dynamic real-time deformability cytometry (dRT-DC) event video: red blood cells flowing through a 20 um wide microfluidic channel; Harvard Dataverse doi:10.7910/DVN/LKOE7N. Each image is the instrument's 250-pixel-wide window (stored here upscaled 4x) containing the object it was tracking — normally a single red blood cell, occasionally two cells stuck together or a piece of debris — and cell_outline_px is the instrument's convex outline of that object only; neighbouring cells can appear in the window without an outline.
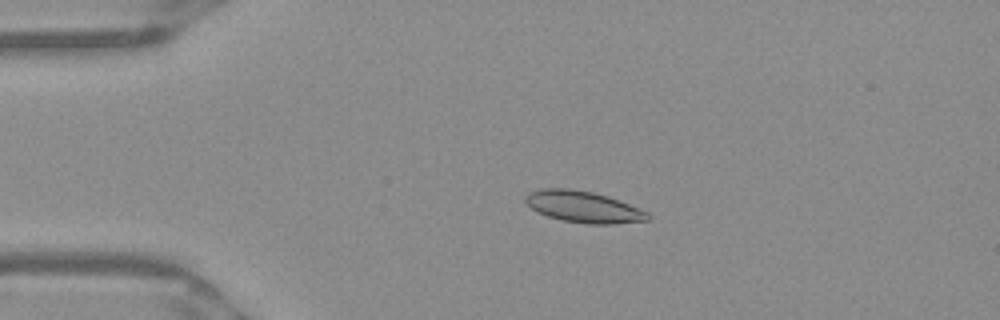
{"species": "Egyptian fruit bat (a non-hibernating species)", "species_latin": "Rousettus aegyptiacus", "temperature_condition": "warm", "stored_images_in_passage": 46, "camera_frame_rate_fps": 3000, "um_per_image_px": 0.085, "frame": {"image": 1, "passage_image": 11, "time_ms": 3.333, "image_size_px": [1000, 320], "cell_outline_px": [[652, 216], [648, 220], [616, 224], [588, 224], [560, 220], [536, 212], [524, 200], [524, 196], [528, 192], [540, 188], [572, 188], [592, 192], [608, 196], [640, 208], [648, 212]], "centroid_in_image_um": [49.58, 17.58], "position_along_channel_um": 35.4, "area_um2": 22.72}}
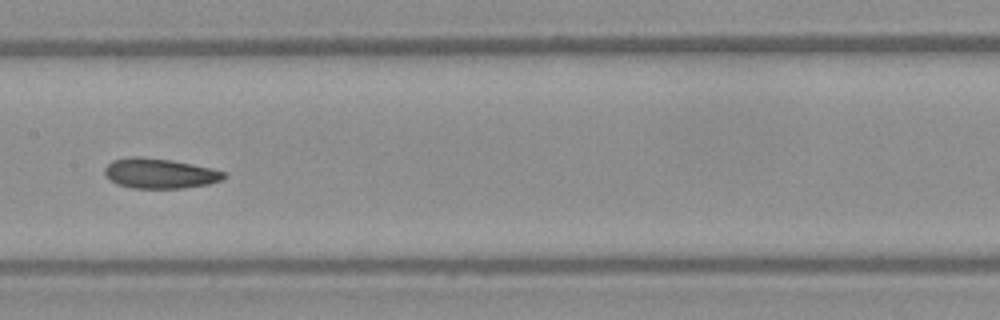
{"frame": {"image": 2, "passage_image": 26, "time_ms": 8.333, "image_size_px": [1000, 320], "cell_outline_px": [[228, 176], [224, 180], [208, 184], [184, 188], [132, 188], [116, 184], [104, 176], [104, 168], [112, 160], [132, 156], [140, 156], [172, 160], [212, 168], [224, 172]], "centroid_in_image_um": [13.57, 14.74], "position_along_channel_um": 193.8, "area_um2": 21.15}}
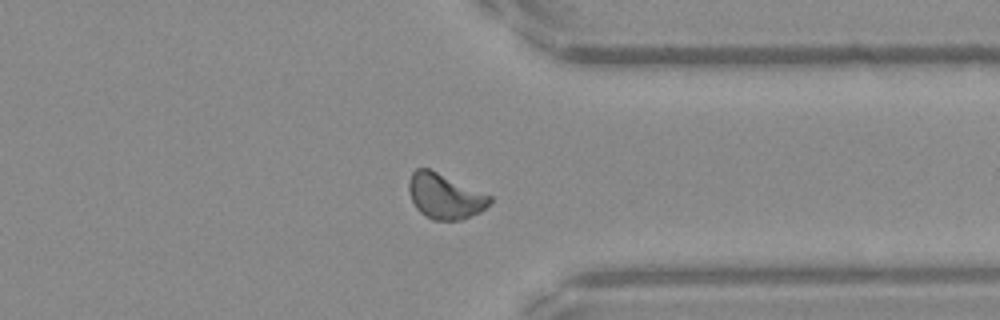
{"frame": {"image": 3, "passage_image": 40, "time_ms": 13.0, "image_size_px": [1000, 320], "cell_outline_px": [[492, 200], [480, 212], [460, 220], [432, 220], [420, 212], [416, 208], [408, 192], [408, 180], [412, 172], [416, 168], [428, 168], [492, 196]], "centroid_in_image_um": [37.78, 16.68], "position_along_channel_um": 373.6, "area_um2": 21.21}, "authors_computed_cell_mechanics": {"area_um2": 21.2415, "velocity_mm_per_s": 3.9219, "shape_relaxation_time_tau1_ms": null, "shape_relaxation_time_tau2_ms": 2.6315, "deformation_change_tau1": null, "deformation_change_tau2": 0.0718}}